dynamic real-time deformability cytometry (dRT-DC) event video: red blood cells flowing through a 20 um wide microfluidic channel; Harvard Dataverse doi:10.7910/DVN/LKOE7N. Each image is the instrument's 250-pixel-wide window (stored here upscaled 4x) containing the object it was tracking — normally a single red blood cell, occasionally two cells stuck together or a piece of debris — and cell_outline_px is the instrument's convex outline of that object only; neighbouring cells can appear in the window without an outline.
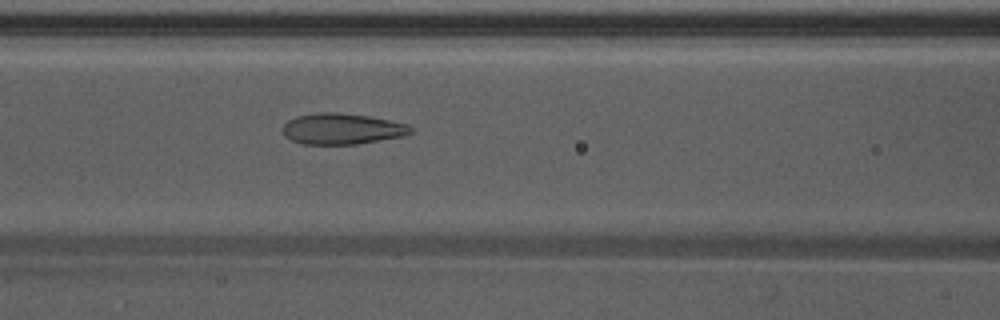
{"species": "Egyptian fruit bat (a non-hibernating species)", "species_latin": "Rousettus aegyptiacus", "temperature_condition": "warm", "stored_images_in_passage": 22, "camera_frame_rate_fps": 3000, "um_per_image_px": 0.085, "animal": {"sex": "male"}, "frame": {"image": 1, "passage_image": 13, "time_ms": 4.0, "image_size_px": [1000, 320], "cell_outline_px": [[412, 132], [404, 136], [356, 144], [304, 144], [292, 140], [284, 136], [280, 128], [288, 120], [296, 116], [316, 112], [340, 112], [368, 116], [408, 124], [412, 128]], "centroid_in_image_um": [29.03, 10.94], "position_along_channel_um": 137.6, "area_um2": 23.24}}
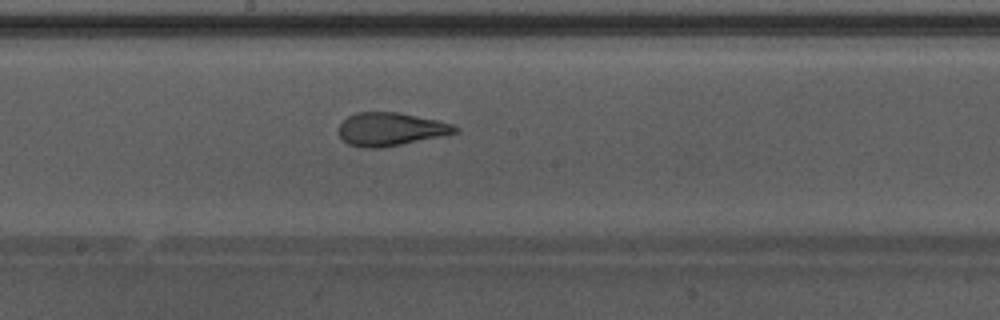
{"frame": {"image": 2, "passage_image": 19, "time_ms": 6.0, "image_size_px": [1000, 320], "cell_outline_px": [[460, 132], [444, 136], [380, 148], [368, 148], [348, 144], [336, 132], [336, 128], [348, 116], [356, 112], [396, 112], [436, 120], [452, 124], [460, 128]], "centroid_in_image_um": [33.2, 10.98], "position_along_channel_um": 215.0, "area_um2": 22.6}}
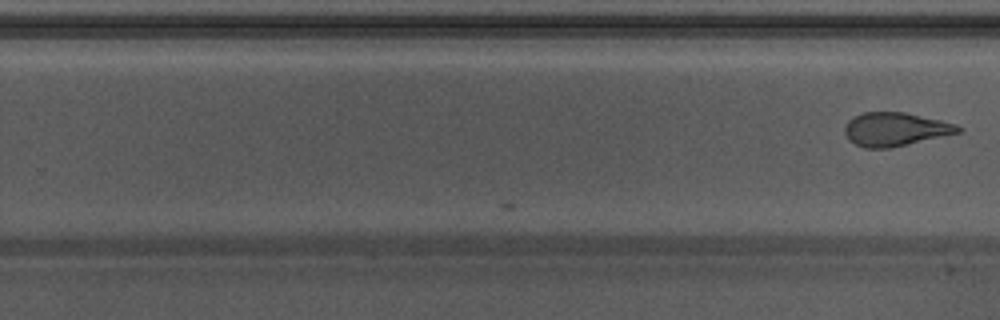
{"frame": {"image": 3, "passage_image": 22, "time_ms": 7.0, "image_size_px": [1000, 320], "cell_outline_px": [[964, 132], [888, 148], [864, 148], [848, 140], [844, 132], [844, 128], [848, 120], [852, 116], [864, 112], [904, 112], [940, 120], [956, 124], [964, 128]], "centroid_in_image_um": [76.11, 10.98], "position_along_channel_um": 253.7, "area_um2": 22.31}}